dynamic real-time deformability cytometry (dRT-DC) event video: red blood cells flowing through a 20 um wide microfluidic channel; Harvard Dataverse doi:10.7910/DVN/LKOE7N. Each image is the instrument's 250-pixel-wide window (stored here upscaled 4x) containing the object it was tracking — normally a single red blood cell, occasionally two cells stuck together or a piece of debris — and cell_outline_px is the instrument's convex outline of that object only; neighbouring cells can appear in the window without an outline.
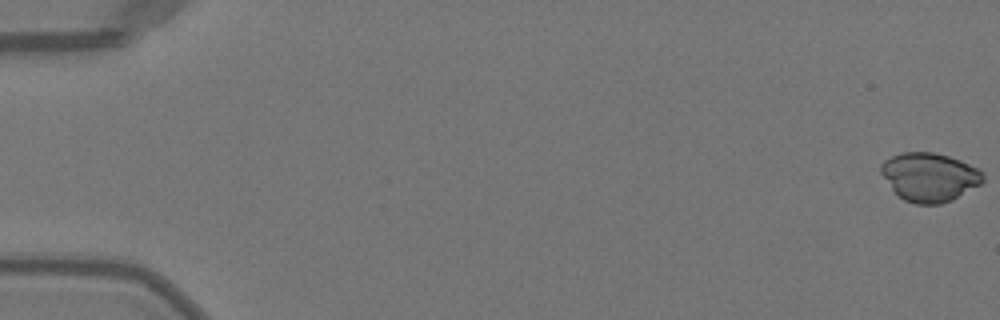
{"species": "Egyptian fruit bat (a non-hibernating species)", "species_latin": "Rousettus aegyptiacus", "temperature_condition": "warm", "stored_images_in_passage": 51, "camera_frame_rate_fps": 3000, "um_per_image_px": 0.085, "animal": {"sex": "female"}, "frame": {"image": 1, "passage_image": 1, "time_ms": 0.0, "image_size_px": [1000, 320], "cell_outline_px": [[984, 180], [980, 184], [952, 200], [940, 204], [916, 204], [904, 200], [892, 188], [880, 172], [880, 164], [884, 160], [900, 152], [932, 152], [948, 156], [960, 160], [984, 172]], "centroid_in_image_um": [79.0, 15.04], "position_along_channel_um": 6.0, "area_um2": 28.78}}
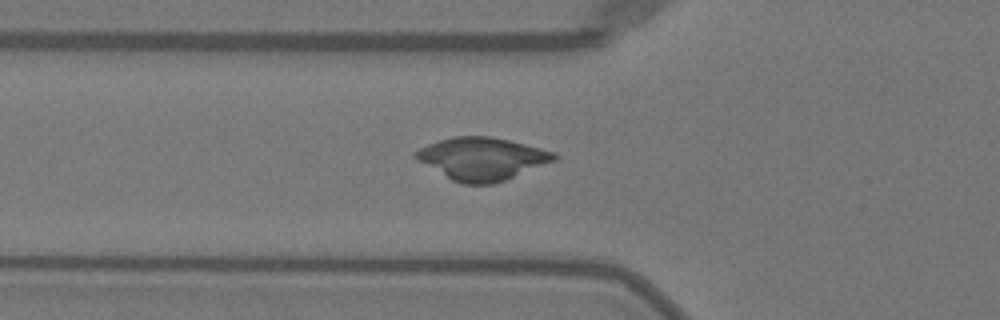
{"frame": {"image": 2, "passage_image": 19, "time_ms": 6.0, "image_size_px": [1000, 320], "cell_outline_px": [[560, 156], [556, 160], [504, 180], [492, 184], [460, 184], [452, 180], [412, 156], [412, 152], [428, 144], [452, 136], [488, 136], [508, 140], [556, 152]], "centroid_in_image_um": [40.97, 13.48], "position_along_channel_um": 84.8, "area_um2": 34.04}}
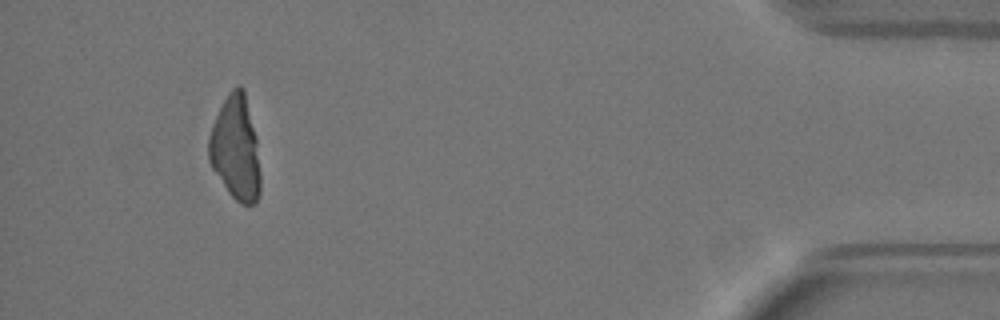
{"frame": {"image": 3, "passage_image": 48, "time_ms": 15.667, "image_size_px": [1000, 320], "cell_outline_px": [[260, 192], [256, 204], [240, 204], [228, 192], [212, 168], [208, 160], [208, 136], [212, 124], [228, 92], [236, 84], [240, 84], [244, 88], [256, 136], [260, 172]], "centroid_in_image_um": [20.03, 12.59], "position_along_channel_um": 415.2, "area_um2": 31.62}}